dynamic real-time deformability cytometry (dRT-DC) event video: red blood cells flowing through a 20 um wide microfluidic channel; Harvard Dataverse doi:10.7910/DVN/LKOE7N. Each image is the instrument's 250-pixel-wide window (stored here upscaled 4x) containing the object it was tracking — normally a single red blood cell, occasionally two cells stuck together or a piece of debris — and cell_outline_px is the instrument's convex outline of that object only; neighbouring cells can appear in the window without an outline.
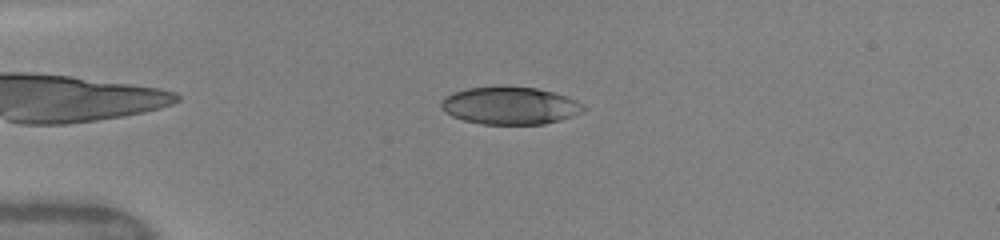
{"species": "human", "species_latin": "Homo sapiens", "temperature_condition": "warm", "stored_images_in_passage": 18, "camera_frame_rate_fps": 3000, "um_per_image_px": 0.085, "donor": {"sex": "female"}, "frame": {"image": 1, "passage_image": 11, "time_ms": 3.667, "image_size_px": [1000, 240], "cell_outline_px": [[588, 108], [584, 112], [560, 120], [544, 124], [480, 124], [464, 120], [452, 116], [444, 112], [440, 108], [440, 100], [444, 96], [452, 92], [468, 88], [536, 88], [568, 96], [584, 104]], "centroid_in_image_um": [43.35, 9.0], "position_along_channel_um": 41.6, "area_um2": 31.04}}
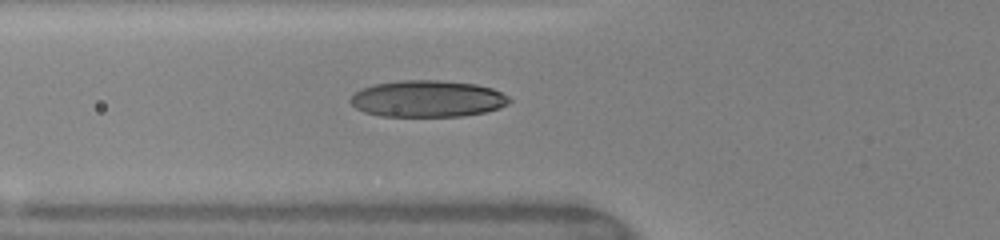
{"frame": {"image": 2, "passage_image": 16, "time_ms": 5.667, "image_size_px": [1000, 240], "cell_outline_px": [[512, 100], [508, 104], [500, 108], [484, 112], [460, 116], [380, 116], [364, 112], [356, 108], [348, 100], [356, 92], [372, 84], [400, 80], [436, 80], [476, 84], [492, 88], [508, 96]], "centroid_in_image_um": [36.34, 8.39], "position_along_channel_um": 89.5, "area_um2": 33.93}}